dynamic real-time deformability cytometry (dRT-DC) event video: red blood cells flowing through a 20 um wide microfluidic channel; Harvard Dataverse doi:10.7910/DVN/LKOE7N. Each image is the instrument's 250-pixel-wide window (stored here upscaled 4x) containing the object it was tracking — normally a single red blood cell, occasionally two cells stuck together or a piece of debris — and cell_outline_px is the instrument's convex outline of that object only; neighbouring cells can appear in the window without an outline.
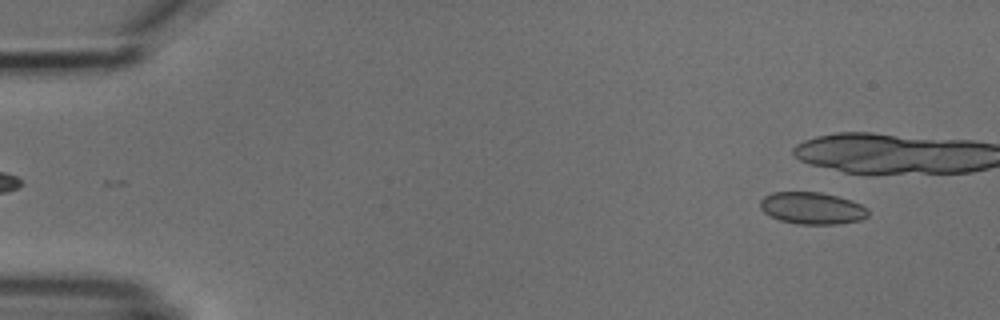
{"species": "common noctule bat (a hibernating species)", "species_latin": "Nyctalus noctula", "temperature_condition": "cold", "stored_images_in_passage": 7, "camera_frame_rate_fps": 3000, "um_per_image_px": 0.085, "animal": {"sex": "male", "body_mass_g": 18.8}, "frame": {"image": 1, "passage_image": 1, "time_ms": 0.0, "image_size_px": [1000, 320], "cell_outline_px": [[868, 216], [860, 220], [840, 224], [796, 224], [780, 220], [764, 212], [760, 208], [760, 200], [764, 196], [772, 192], [820, 192], [852, 200], [868, 208]], "centroid_in_image_um": [69.03, 17.69], "position_along_channel_um": 16.0, "area_um2": 20.17}}
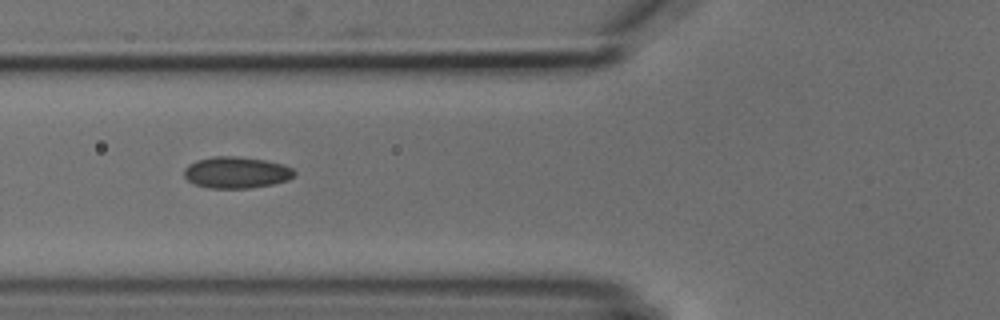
{"frame": {"image": 2, "passage_image": 7, "time_ms": 7.0, "image_size_px": [1000, 320], "cell_outline_px": [[296, 172], [288, 180], [272, 184], [248, 188], [208, 188], [192, 184], [184, 176], [184, 168], [188, 164], [196, 160], [212, 156], [236, 156], [264, 160], [280, 164], [292, 168]], "centroid_in_image_um": [20.03, 14.66], "position_along_channel_um": 105.8, "area_um2": 20.23}}